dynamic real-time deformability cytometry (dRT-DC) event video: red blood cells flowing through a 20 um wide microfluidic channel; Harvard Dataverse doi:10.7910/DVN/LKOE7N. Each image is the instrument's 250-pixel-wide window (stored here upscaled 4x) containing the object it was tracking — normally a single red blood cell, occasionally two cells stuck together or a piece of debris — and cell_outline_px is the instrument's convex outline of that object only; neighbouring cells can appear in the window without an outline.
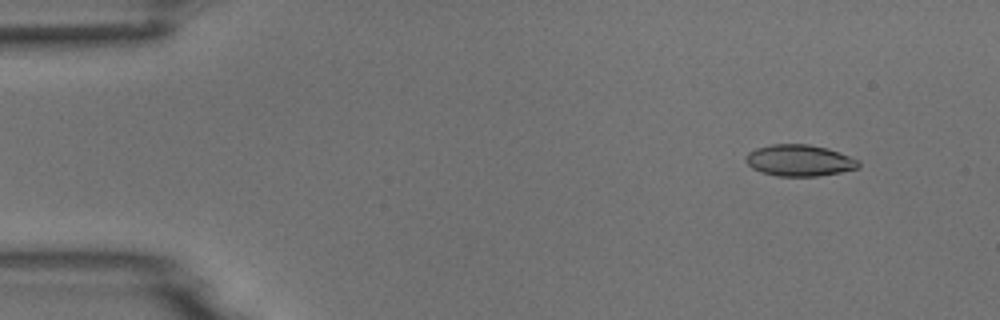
{"species": "common noctule bat (a hibernating species)", "species_latin": "Nyctalus noctula", "temperature_condition": "room temperature", "stored_images_in_passage": 4, "camera_frame_rate_fps": 3000, "um_per_image_px": 0.085, "animal": {"sex": "male", "body_mass_g": 18.8}, "frame": {"image": 1, "passage_image": 2, "time_ms": 1.0, "image_size_px": [1000, 320], "cell_outline_px": [[860, 168], [840, 172], [816, 176], [776, 176], [760, 172], [752, 168], [744, 160], [744, 156], [748, 152], [756, 148], [772, 144], [808, 144], [828, 148], [860, 160]], "centroid_in_image_um": [67.94, 13.63], "position_along_channel_um": 17.1, "area_um2": 20.87}}
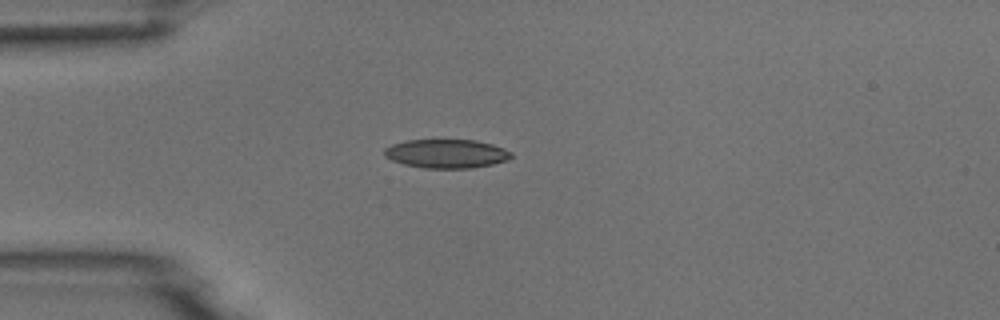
{"frame": {"image": 2, "passage_image": 4, "time_ms": 4.0, "image_size_px": [1000, 320], "cell_outline_px": [[512, 156], [508, 160], [492, 164], [472, 168], [424, 168], [404, 164], [392, 160], [384, 156], [384, 148], [392, 144], [404, 140], [476, 140], [492, 144], [504, 148], [512, 152]], "centroid_in_image_um": [37.95, 13.06], "position_along_channel_um": 47.1, "area_um2": 21.39}}